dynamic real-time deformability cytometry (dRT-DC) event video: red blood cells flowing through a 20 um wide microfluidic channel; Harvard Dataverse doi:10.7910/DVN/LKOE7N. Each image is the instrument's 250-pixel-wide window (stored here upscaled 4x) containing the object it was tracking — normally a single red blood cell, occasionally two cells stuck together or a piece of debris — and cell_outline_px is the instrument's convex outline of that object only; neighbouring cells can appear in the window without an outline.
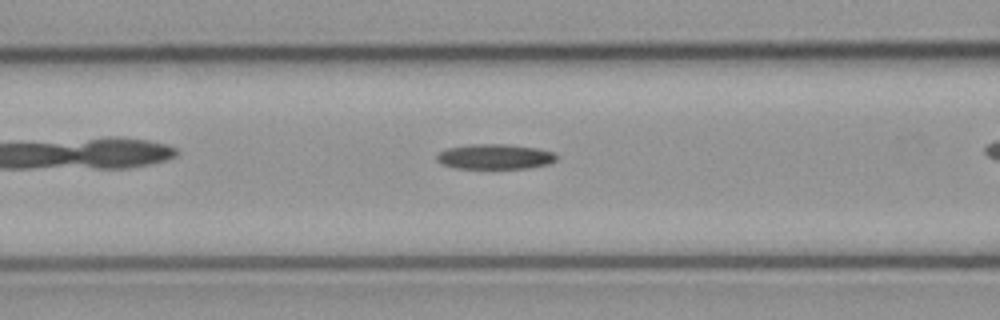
{"species": "common noctule bat (a hibernating species)", "species_latin": "Nyctalus noctula", "temperature_condition": "cold", "stored_images_in_passage": 29, "camera_frame_rate_fps": 3000, "um_per_image_px": 0.085, "animal": {"sex": "male", "body_mass_g": 23.1, "forearm_length_mm": 52.7}, "frame": {"image": 1, "passage_image": 9, "time_ms": 2.667, "image_size_px": [1000, 320], "cell_outline_px": [[556, 160], [548, 164], [528, 168], [456, 168], [440, 164], [436, 160], [436, 156], [440, 152], [448, 148], [468, 144], [508, 144], [536, 148], [552, 152], [556, 156]], "centroid_in_image_um": [42.03, 13.31], "position_along_channel_um": 124.6, "area_um2": 17.46}}